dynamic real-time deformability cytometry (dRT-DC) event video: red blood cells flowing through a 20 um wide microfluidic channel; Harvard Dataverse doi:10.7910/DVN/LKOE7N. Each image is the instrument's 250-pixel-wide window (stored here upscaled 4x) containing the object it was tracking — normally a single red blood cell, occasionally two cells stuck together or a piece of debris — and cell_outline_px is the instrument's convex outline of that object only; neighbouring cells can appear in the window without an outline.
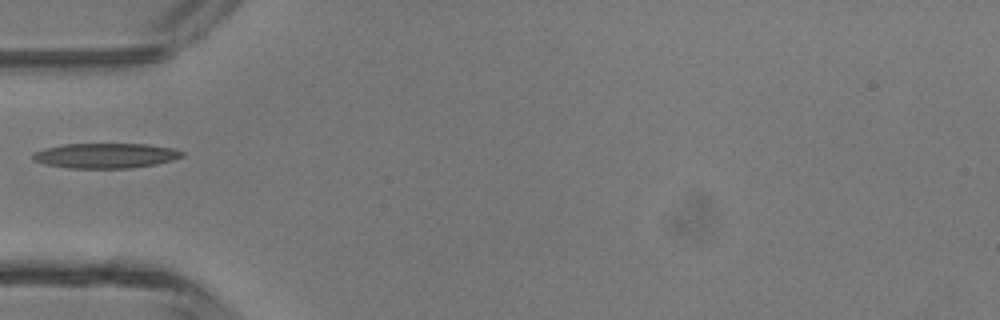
{"species": "common noctule bat (a hibernating species)", "species_latin": "Nyctalus noctula", "temperature_condition": "room temperature", "stored_images_in_passage": 1, "camera_frame_rate_fps": 3000, "um_per_image_px": 0.085, "animal": {"sex": "male", "body_mass_g": 13.3}, "frame": {"image": 1, "passage_image": 1, "time_ms": 0.0, "image_size_px": [1000, 320], "cell_outline_px": [[184, 156], [172, 160], [156, 164], [128, 168], [68, 168], [44, 164], [36, 160], [32, 156], [32, 152], [44, 148], [64, 144], [148, 144], [172, 148], [184, 152]], "centroid_in_image_um": [8.97, 13.22], "position_along_channel_um": 76.0, "area_um2": 21.73}}